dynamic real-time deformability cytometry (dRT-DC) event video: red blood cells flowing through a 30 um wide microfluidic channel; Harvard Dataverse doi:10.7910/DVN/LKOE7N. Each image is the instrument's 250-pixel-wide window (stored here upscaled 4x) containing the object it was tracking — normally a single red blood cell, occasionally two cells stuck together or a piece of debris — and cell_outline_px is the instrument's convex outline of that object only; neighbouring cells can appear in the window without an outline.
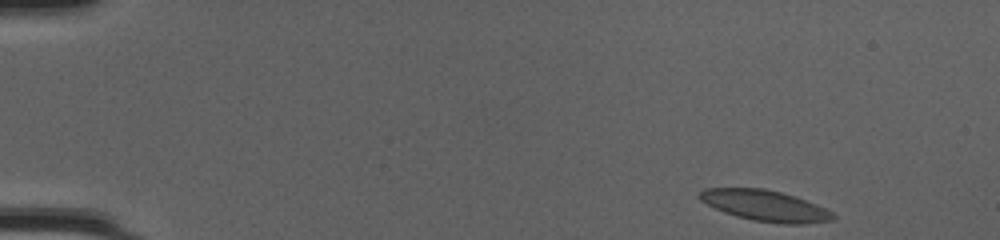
{"species": "common noctule bat (a hibernating species)", "species_latin": "Nyctalus noctula", "temperature_condition": "cold", "stored_images_in_passage": 46, "camera_frame_rate_fps": 3000, "um_per_image_px": 0.085, "animal": {"sex": "female", "body_mass_g": 20.0, "forearm_length_mm": 54.0}, "frame": {"image": 1, "passage_image": 1, "time_ms": 0.0, "image_size_px": [1000, 240], "cell_outline_px": [[836, 220], [800, 224], [784, 224], [752, 220], [736, 216], [724, 212], [700, 200], [696, 196], [704, 188], [764, 188], [796, 196], [816, 204], [832, 212], [836, 216]], "centroid_in_image_um": [65.05, 17.48], "position_along_channel_um": 20.0, "area_um2": 24.04}}
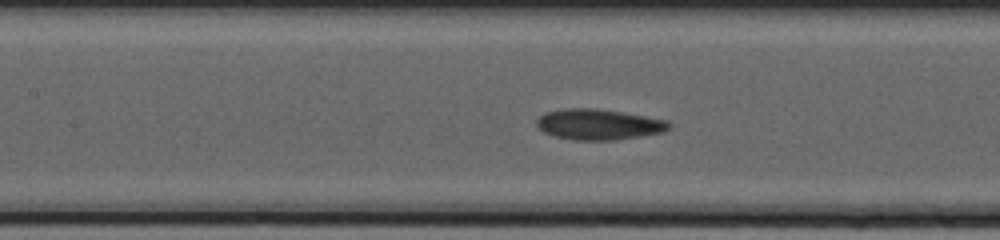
{"frame": {"image": 2, "passage_image": 20, "time_ms": 6.333, "image_size_px": [1000, 240], "cell_outline_px": [[672, 124], [664, 132], [640, 136], [612, 140], [572, 140], [552, 136], [544, 132], [536, 124], [536, 120], [544, 112], [564, 108], [596, 108], [668, 120]], "centroid_in_image_um": [50.85, 10.57], "position_along_channel_um": 156.5, "area_um2": 23.7}}
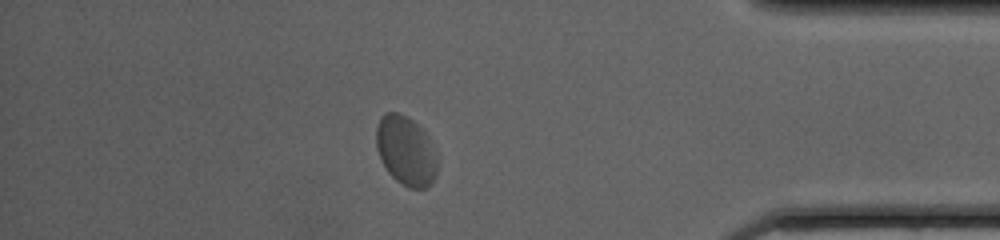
{"frame": {"image": 3, "passage_image": 40, "time_ms": 13.0, "image_size_px": [1000, 240], "cell_outline_px": [[436, 176], [432, 184], [428, 188], [408, 188], [396, 180], [388, 172], [376, 148], [376, 124], [380, 116], [384, 112], [396, 112], [412, 120], [428, 136], [436, 156]], "centroid_in_image_um": [34.48, 12.82], "position_along_channel_um": 400.7, "area_um2": 24.62}, "authors_computed_cell_mechanics": {"area_um2": 23.7847, "velocity_mm_per_s": 4.1049, "shape_relaxation_time_tau1_ms": 5.2182, "shape_relaxation_time_tau2_ms": null, "deformation_change_tau1": 0.0967, "deformation_change_tau2": null}}